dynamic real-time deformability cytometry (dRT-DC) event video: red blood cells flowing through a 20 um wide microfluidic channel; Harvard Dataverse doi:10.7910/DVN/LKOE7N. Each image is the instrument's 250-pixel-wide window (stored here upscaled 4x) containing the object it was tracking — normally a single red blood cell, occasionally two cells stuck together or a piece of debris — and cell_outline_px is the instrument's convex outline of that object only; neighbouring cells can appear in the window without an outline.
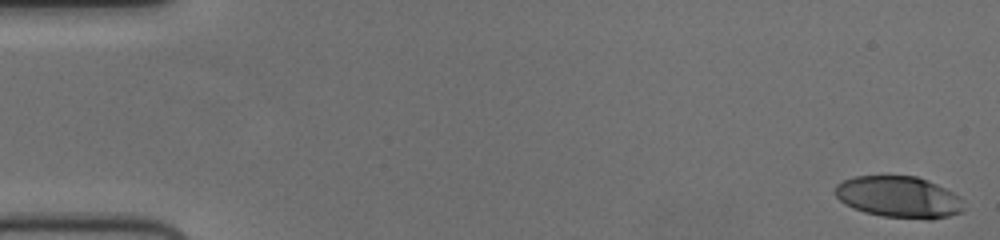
{"species": "human", "species_latin": "Homo sapiens", "temperature_condition": "cold", "stored_images_in_passage": 55, "camera_frame_rate_fps": 3000, "um_per_image_px": 0.085, "donor": {"sex": "female"}, "frame": {"image": 1, "passage_image": 1, "time_ms": 0.0, "image_size_px": [1000, 240], "cell_outline_px": [[964, 212], [932, 220], [928, 220], [880, 216], [864, 212], [852, 208], [844, 204], [836, 196], [836, 184], [844, 180], [856, 176], [916, 176], [936, 184], [960, 196], [964, 200]], "centroid_in_image_um": [76.43, 16.77], "position_along_channel_um": 8.6, "area_um2": 31.39}}
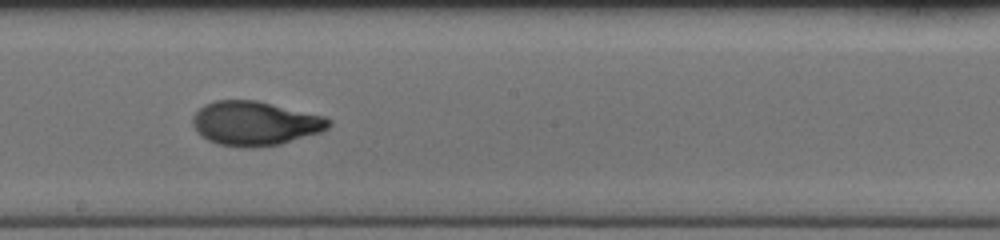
{"frame": {"image": 2, "passage_image": 31, "time_ms": 10.0, "image_size_px": [1000, 240], "cell_outline_px": [[332, 124], [328, 128], [320, 132], [280, 144], [252, 148], [240, 148], [216, 144], [200, 136], [196, 132], [192, 124], [192, 116], [204, 104], [216, 100], [256, 100], [324, 116], [332, 120]], "centroid_in_image_um": [21.64, 10.5], "position_along_channel_um": 226.6, "area_um2": 35.32}}
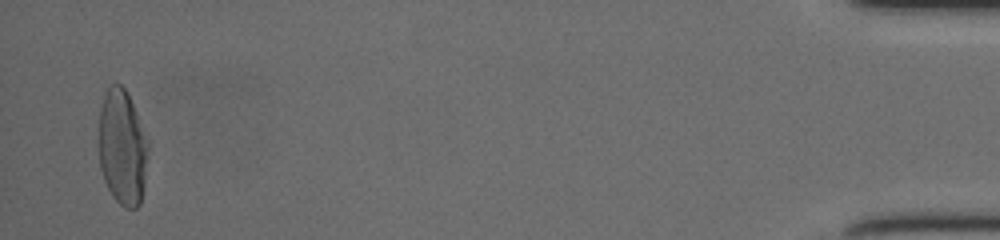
{"frame": {"image": 3, "passage_image": 54, "time_ms": 17.667, "image_size_px": [1000, 240], "cell_outline_px": [[148, 148], [144, 188], [140, 204], [136, 208], [124, 208], [112, 196], [104, 180], [100, 168], [100, 108], [104, 92], [112, 84], [120, 84], [124, 88], [132, 104], [148, 140]], "centroid_in_image_um": [10.4, 12.56], "position_along_channel_um": 424.8, "area_um2": 32.95}, "authors_computed_cell_mechanics": {"area_um2": 33.4662, "velocity_mm_per_s": 3.7487, "shape_relaxation_time_tau1_ms": 6.2406, "shape_relaxation_time_tau2_ms": 0.8957, "deformation_change_tau1": 0.2621, "deformation_change_tau2": 0.0541}}